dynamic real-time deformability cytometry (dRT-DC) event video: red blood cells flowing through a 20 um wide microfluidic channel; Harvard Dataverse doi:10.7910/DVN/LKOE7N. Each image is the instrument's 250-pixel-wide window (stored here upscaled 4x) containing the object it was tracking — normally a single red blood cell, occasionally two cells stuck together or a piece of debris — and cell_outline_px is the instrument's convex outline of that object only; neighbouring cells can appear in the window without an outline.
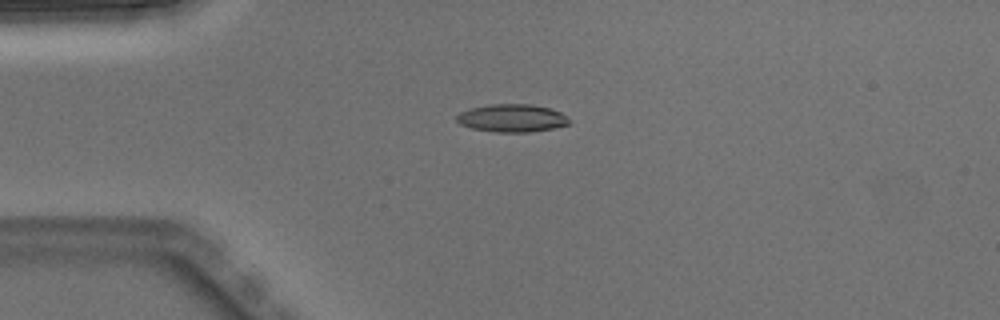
{"species": "Egyptian fruit bat (a non-hibernating species)", "species_latin": "Rousettus aegyptiacus", "temperature_condition": "warm", "stored_images_in_passage": 5, "camera_frame_rate_fps": 3000, "um_per_image_px": 0.085, "animal": {"sex": "male"}, "frame": {"image": 1, "passage_image": 4, "time_ms": 1.0, "image_size_px": [1000, 320], "cell_outline_px": [[568, 124], [552, 128], [528, 132], [496, 132], [472, 128], [460, 124], [456, 120], [456, 116], [460, 112], [472, 108], [488, 104], [532, 104], [548, 108], [560, 112], [568, 120]], "centroid_in_image_um": [43.46, 10.03], "position_along_channel_um": 41.5, "area_um2": 17.98}}